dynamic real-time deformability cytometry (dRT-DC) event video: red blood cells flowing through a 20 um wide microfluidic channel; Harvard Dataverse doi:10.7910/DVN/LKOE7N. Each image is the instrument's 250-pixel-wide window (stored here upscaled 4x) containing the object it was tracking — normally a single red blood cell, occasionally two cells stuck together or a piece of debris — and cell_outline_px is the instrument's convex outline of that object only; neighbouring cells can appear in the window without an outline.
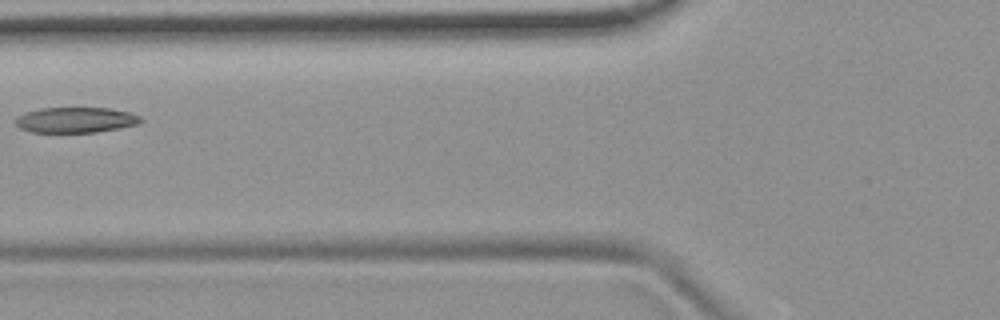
{"species": "common noctule bat (a hibernating species)", "species_latin": "Nyctalus noctula", "temperature_condition": "room temperature", "stored_images_in_passage": 3, "camera_frame_rate_fps": 3000, "um_per_image_px": 0.085, "animal": {"sex": "female", "body_mass_g": 19.9}, "frame": {"image": 1, "passage_image": 2, "time_ms": 0.333, "image_size_px": [1000, 320], "cell_outline_px": [[144, 120], [140, 124], [120, 128], [96, 132], [32, 132], [20, 128], [12, 120], [16, 116], [24, 112], [40, 108], [112, 108], [128, 112], [140, 116]], "centroid_in_image_um": [6.42, 10.19], "position_along_channel_um": 119.4, "area_um2": 18.84}}
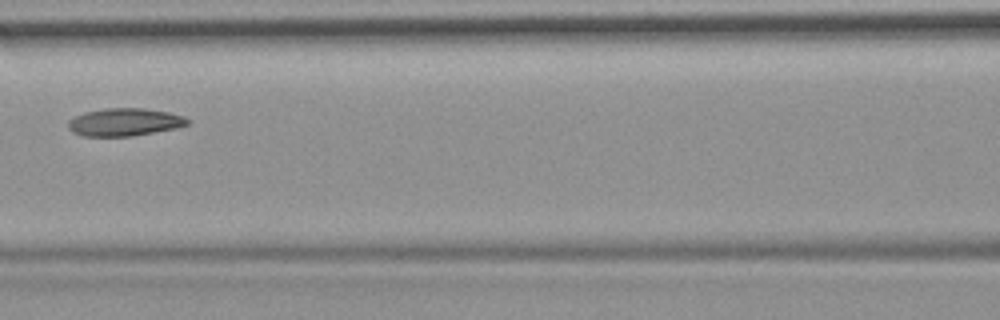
{"frame": {"image": 2, "passage_image": 3, "time_ms": 0.667, "image_size_px": [1000, 320], "cell_outline_px": [[192, 120], [188, 124], [176, 128], [132, 136], [84, 136], [72, 132], [68, 128], [68, 120], [84, 112], [108, 108], [144, 108], [168, 112], [184, 116]], "centroid_in_image_um": [10.6, 10.38], "position_along_channel_um": 156.0, "area_um2": 19.31}}